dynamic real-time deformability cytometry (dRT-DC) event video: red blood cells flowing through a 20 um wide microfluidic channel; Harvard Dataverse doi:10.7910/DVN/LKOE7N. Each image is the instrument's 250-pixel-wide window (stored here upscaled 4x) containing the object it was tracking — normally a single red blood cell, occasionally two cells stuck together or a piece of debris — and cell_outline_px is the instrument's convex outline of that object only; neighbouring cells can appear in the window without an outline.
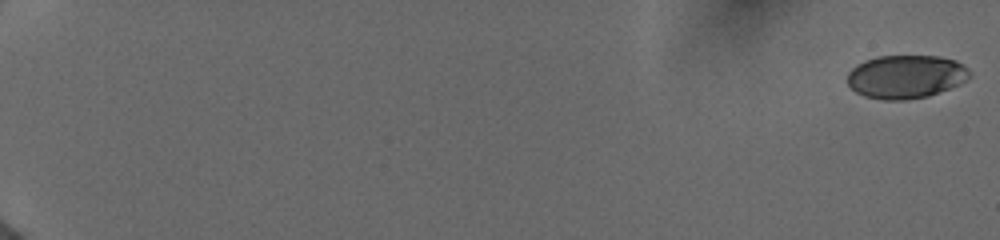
{"species": "human", "species_latin": "Homo sapiens", "temperature_condition": "cold", "stored_images_in_passage": 39, "camera_frame_rate_fps": 3000, "um_per_image_px": 0.085, "donor": {"sex": "female"}, "frame": {"image": 1, "passage_image": 1, "time_ms": 0.0, "image_size_px": [1000, 240], "cell_outline_px": [[968, 76], [960, 84], [928, 96], [904, 100], [884, 100], [864, 96], [856, 92], [848, 84], [848, 72], [856, 64], [864, 60], [876, 56], [940, 56], [956, 60], [968, 68]], "centroid_in_image_um": [76.96, 6.51], "position_along_channel_um": 8.0, "area_um2": 30.87}}
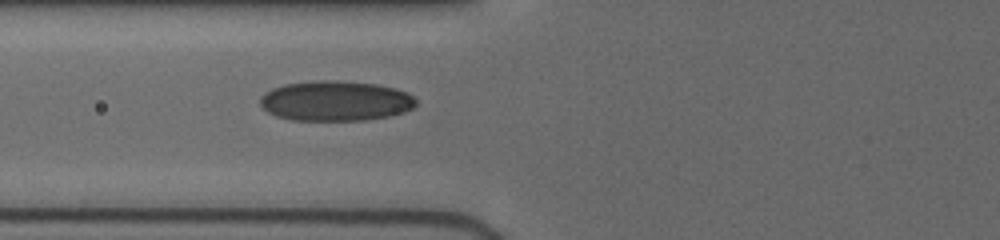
{"frame": {"image": 2, "passage_image": 24, "time_ms": 8.0, "image_size_px": [1000, 240], "cell_outline_px": [[416, 104], [412, 108], [404, 112], [388, 116], [364, 120], [292, 120], [276, 116], [268, 112], [260, 104], [260, 96], [272, 88], [284, 84], [320, 80], [332, 80], [376, 84], [396, 88], [408, 92], [416, 100]], "centroid_in_image_um": [28.52, 8.57], "position_along_channel_um": 97.3, "area_um2": 36.41}}
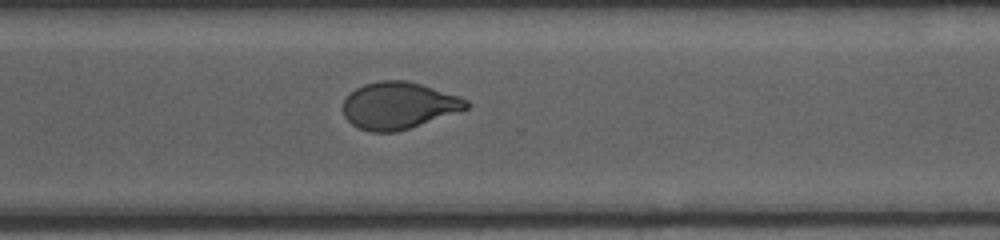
{"frame": {"image": 3, "passage_image": 39, "time_ms": 14.0, "image_size_px": [1000, 240], "cell_outline_px": [[472, 104], [468, 108], [396, 132], [372, 132], [360, 128], [352, 124], [344, 116], [344, 100], [356, 88], [364, 84], [380, 80], [408, 80], [460, 96], [468, 100]], "centroid_in_image_um": [33.9, 8.95], "position_along_channel_um": 336.7, "area_um2": 33.41}}